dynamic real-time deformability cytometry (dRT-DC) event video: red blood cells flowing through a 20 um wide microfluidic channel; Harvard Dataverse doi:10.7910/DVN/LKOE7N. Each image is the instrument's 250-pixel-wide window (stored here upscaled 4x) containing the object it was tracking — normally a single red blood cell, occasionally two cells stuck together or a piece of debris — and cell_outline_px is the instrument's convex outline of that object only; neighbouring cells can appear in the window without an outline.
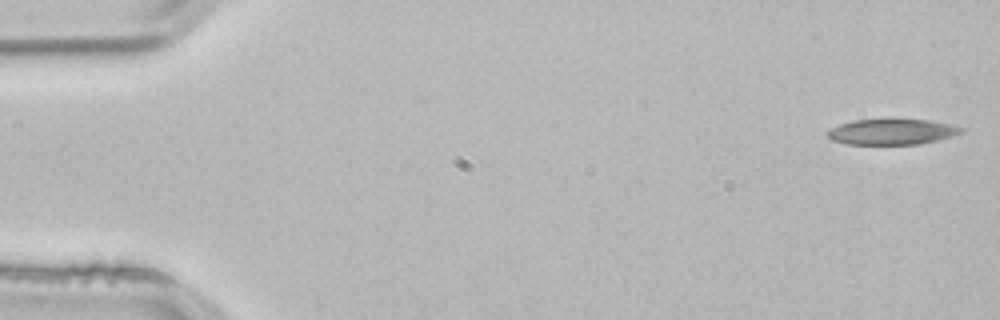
{"species": "common noctule bat (a hibernating species)", "species_latin": "Nyctalus noctula", "temperature_condition": "room temperature", "stored_images_in_passage": 50, "camera_frame_rate_fps": 3000, "um_per_image_px": 0.085, "animal": {"sex": "male", "body_mass_g": 21.5, "forearm_length_mm": 52.0}, "frame": {"image": 1, "passage_image": 1, "time_ms": 0.0, "image_size_px": [1000, 320], "cell_outline_px": [[964, 132], [952, 136], [920, 144], [844, 144], [832, 140], [828, 136], [828, 132], [832, 128], [840, 124], [856, 120], [928, 120], [948, 124], [964, 128]], "centroid_in_image_um": [75.82, 11.21], "position_along_channel_um": 9.2, "area_um2": 19.59}}
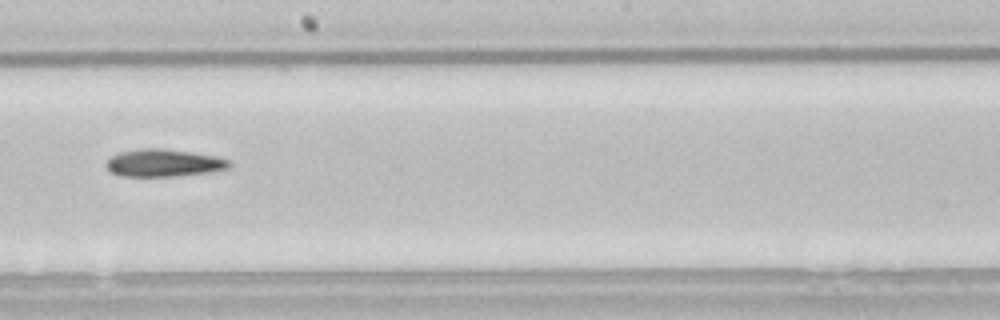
{"frame": {"image": 2, "passage_image": 29, "time_ms": 9.333, "image_size_px": [1000, 320], "cell_outline_px": [[232, 164], [228, 168], [208, 172], [172, 176], [120, 176], [112, 172], [104, 164], [112, 156], [120, 152], [140, 148], [160, 148], [220, 156], [228, 160]], "centroid_in_image_um": [13.92, 13.84], "position_along_channel_um": 234.3, "area_um2": 19.59}}
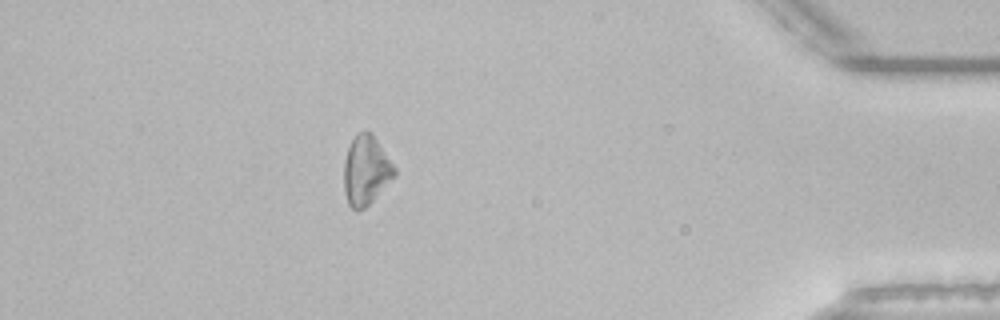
{"frame": {"image": 3, "passage_image": 46, "time_ms": 15.0, "image_size_px": [1000, 320], "cell_outline_px": [[396, 176], [364, 208], [356, 212], [348, 204], [344, 192], [344, 160], [348, 148], [356, 132], [372, 132], [396, 168]], "centroid_in_image_um": [31.11, 14.48], "position_along_channel_um": 404.1, "area_um2": 20.46}}